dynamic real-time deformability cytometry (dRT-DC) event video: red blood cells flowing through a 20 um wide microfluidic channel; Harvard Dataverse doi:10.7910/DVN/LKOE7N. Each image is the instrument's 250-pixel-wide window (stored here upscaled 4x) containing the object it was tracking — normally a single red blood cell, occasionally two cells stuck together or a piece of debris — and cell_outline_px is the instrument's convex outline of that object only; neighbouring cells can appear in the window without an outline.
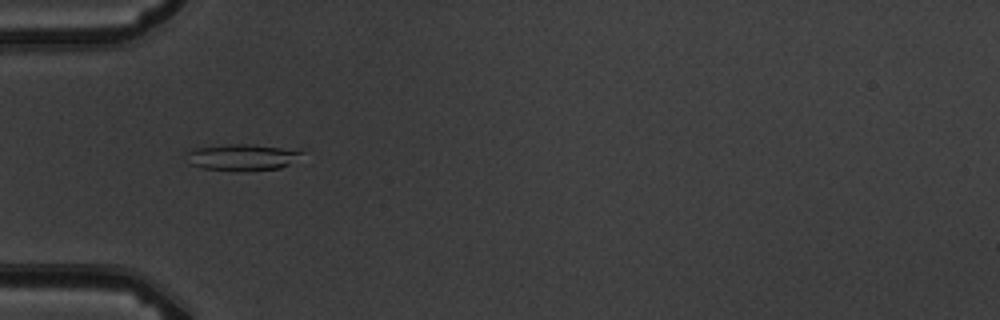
{"species": "common noctule bat (a hibernating species)", "species_latin": "Nyctalus noctula", "temperature_condition": "warm", "stored_images_in_passage": 7, "camera_frame_rate_fps": 3000, "um_per_image_px": 0.085, "animal": {"sex": "male", "body_mass_g": 19.5, "forearm_length_mm": 54.6}, "frame": {"image": 1, "passage_image": 5, "time_ms": 4.667, "image_size_px": [1000, 320], "cell_outline_px": [[304, 152], [288, 164], [280, 168], [236, 172], [204, 168], [188, 164], [184, 152], [192, 148], [228, 144], [252, 144], [280, 148]], "centroid_in_image_um": [20.43, 13.37], "position_along_channel_um": 64.6, "area_um2": 17.8}}